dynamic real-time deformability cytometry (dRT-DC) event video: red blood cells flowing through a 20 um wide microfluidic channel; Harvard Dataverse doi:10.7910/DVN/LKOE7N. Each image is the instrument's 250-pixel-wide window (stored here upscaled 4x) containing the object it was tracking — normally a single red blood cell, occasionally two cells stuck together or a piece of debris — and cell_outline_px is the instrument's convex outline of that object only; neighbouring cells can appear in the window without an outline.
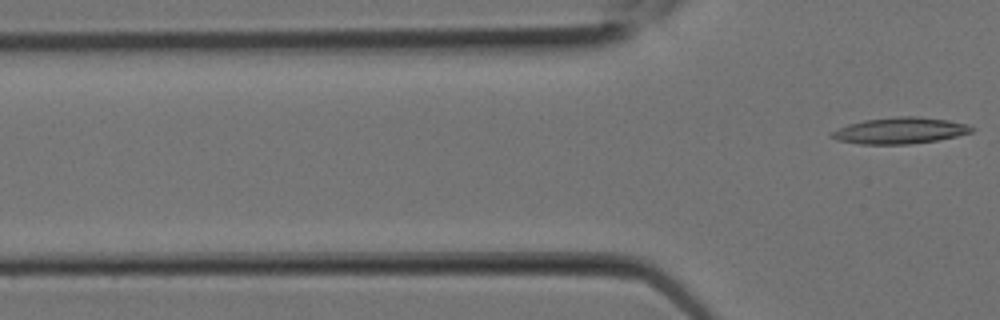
{"species": "Egyptian fruit bat (a non-hibernating species)", "species_latin": "Rousettus aegyptiacus", "temperature_condition": "room temperature", "stored_images_in_passage": 3, "camera_frame_rate_fps": 3000, "um_per_image_px": 0.085, "animal": {"sex": "female"}, "frame": {"image": 1, "passage_image": 3, "time_ms": 0.667, "image_size_px": [1000, 320], "cell_outline_px": [[976, 128], [972, 132], [956, 136], [936, 140], [908, 144], [860, 144], [836, 140], [828, 136], [832, 132], [848, 124], [864, 120], [896, 116], [916, 116], [948, 120], [968, 124]], "centroid_in_image_um": [76.5, 11.1], "position_along_channel_um": 49.3, "area_um2": 21.44}}